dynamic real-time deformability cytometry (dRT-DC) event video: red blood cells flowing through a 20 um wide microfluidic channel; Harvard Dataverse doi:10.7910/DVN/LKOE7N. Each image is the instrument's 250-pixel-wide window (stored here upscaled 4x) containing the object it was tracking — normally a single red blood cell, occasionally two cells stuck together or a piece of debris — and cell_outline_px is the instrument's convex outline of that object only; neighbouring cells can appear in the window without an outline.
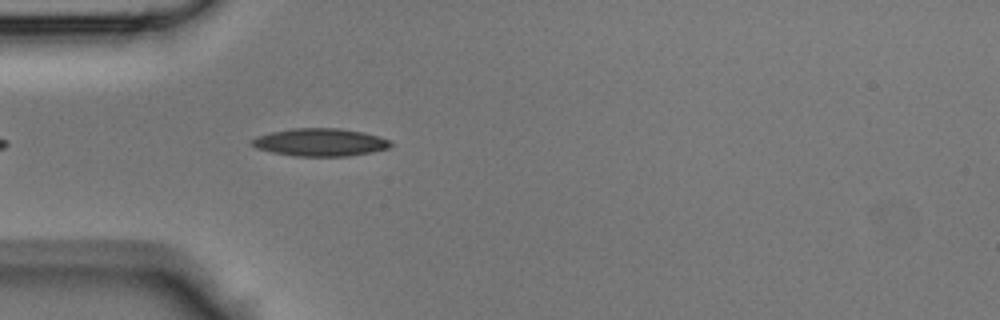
{"species": "Egyptian fruit bat (a non-hibernating species)", "species_latin": "Rousettus aegyptiacus", "temperature_condition": "room temperature", "stored_images_in_passage": 23, "camera_frame_rate_fps": 3000, "um_per_image_px": 0.085, "animal": {"sex": "male"}, "frame": {"image": 1, "passage_image": 4, "time_ms": 1.0, "image_size_px": [1000, 320], "cell_outline_px": [[392, 144], [388, 148], [372, 152], [348, 156], [296, 156], [272, 152], [256, 148], [248, 144], [256, 136], [272, 132], [292, 128], [340, 128], [364, 132], [380, 136], [392, 140]], "centroid_in_image_um": [27.23, 12.09], "position_along_channel_um": 57.8, "area_um2": 22.6}}
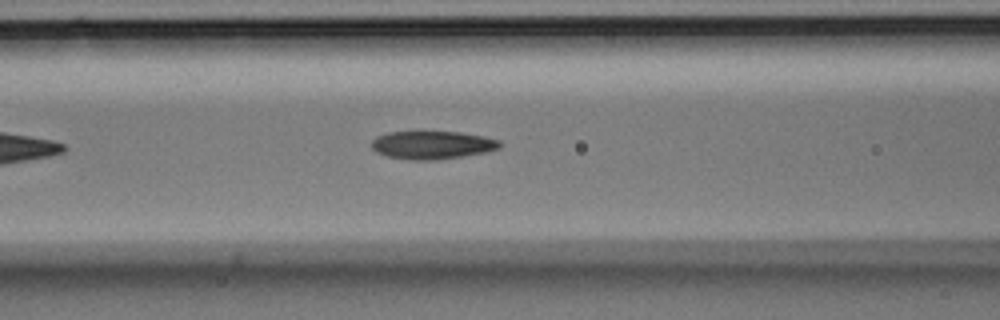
{"frame": {"image": 2, "passage_image": 9, "time_ms": 2.667, "image_size_px": [1000, 320], "cell_outline_px": [[500, 148], [484, 152], [436, 160], [408, 160], [388, 156], [376, 152], [372, 148], [372, 140], [376, 136], [388, 132], [460, 132], [484, 136], [500, 140]], "centroid_in_image_um": [36.72, 12.32], "position_along_channel_um": 129.9, "area_um2": 20.87}}
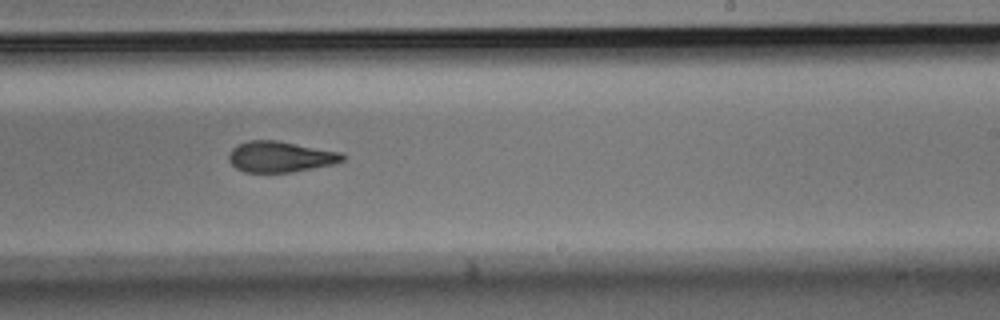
{"frame": {"image": 3, "passage_image": 18, "time_ms": 5.667, "image_size_px": [1000, 320], "cell_outline_px": [[344, 160], [332, 164], [292, 172], [244, 172], [236, 168], [228, 160], [228, 152], [232, 148], [248, 140], [276, 140], [340, 152], [344, 156]], "centroid_in_image_um": [23.78, 13.32], "position_along_channel_um": 265.2, "area_um2": 20.29}}